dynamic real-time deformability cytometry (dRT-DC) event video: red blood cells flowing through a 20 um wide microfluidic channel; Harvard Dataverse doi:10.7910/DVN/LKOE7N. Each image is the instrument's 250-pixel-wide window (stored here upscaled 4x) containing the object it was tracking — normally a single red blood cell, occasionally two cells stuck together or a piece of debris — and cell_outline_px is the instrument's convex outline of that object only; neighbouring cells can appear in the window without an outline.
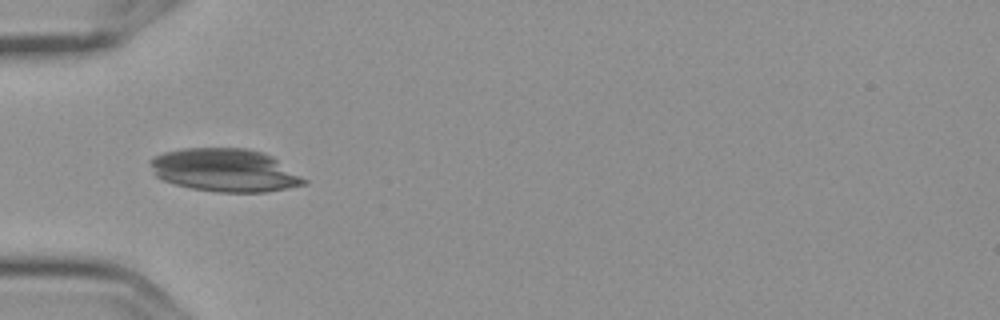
{"species": "Egyptian fruit bat (a non-hibernating species)", "species_latin": "Rousettus aegyptiacus", "temperature_condition": "cold", "stored_images_in_passage": 2, "camera_frame_rate_fps": 3000, "um_per_image_px": 0.085, "frame": {"image": 1, "passage_image": 2, "time_ms": 0.333, "image_size_px": [1000, 320], "cell_outline_px": [[308, 184], [288, 188], [264, 192], [220, 192], [192, 188], [160, 180], [156, 176], [148, 164], [148, 160], [164, 152], [184, 148], [244, 148], [260, 152], [272, 156], [308, 180]], "centroid_in_image_um": [19.1, 14.47], "position_along_channel_um": 65.9, "area_um2": 38.55}}